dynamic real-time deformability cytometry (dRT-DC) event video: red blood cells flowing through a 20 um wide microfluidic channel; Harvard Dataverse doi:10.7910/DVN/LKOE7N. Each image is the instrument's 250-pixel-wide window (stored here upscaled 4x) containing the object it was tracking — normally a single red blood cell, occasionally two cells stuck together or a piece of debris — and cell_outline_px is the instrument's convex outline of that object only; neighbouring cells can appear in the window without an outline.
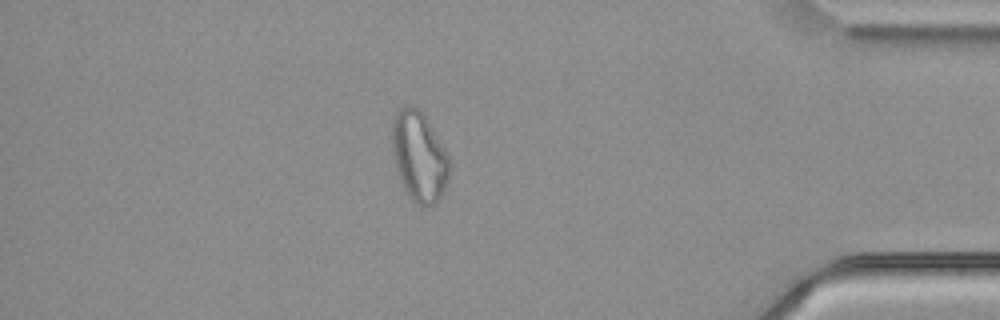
{"species": "common noctule bat (a hibernating species)", "species_latin": "Nyctalus noctula", "temperature_condition": "cold", "stored_images_in_passage": 51, "camera_frame_rate_fps": 3000, "um_per_image_px": 0.085, "animal": {"sex": "male", "body_mass_g": 21.5, "forearm_length_mm": 52.0}, "frame": {"image": 1, "passage_image": 44, "time_ms": 14.333, "image_size_px": [1000, 320], "cell_outline_px": [[448, 180], [444, 192], [432, 204], [416, 204], [412, 200], [404, 188], [400, 180], [396, 168], [392, 148], [392, 116], [404, 104], [412, 104], [420, 108], [448, 156]], "centroid_in_image_um": [35.58, 13.24], "position_along_channel_um": 399.6, "area_um2": 29.71}, "authors_computed_cell_mechanics": {"area_um2": 29.7092, "velocity_mm_per_s": 3.7936, "shape_relaxation_time_tau1_ms": null, "shape_relaxation_time_tau2_ms": 2.4025, "deformation_change_tau1": null, "deformation_change_tau2": 0.1054}}